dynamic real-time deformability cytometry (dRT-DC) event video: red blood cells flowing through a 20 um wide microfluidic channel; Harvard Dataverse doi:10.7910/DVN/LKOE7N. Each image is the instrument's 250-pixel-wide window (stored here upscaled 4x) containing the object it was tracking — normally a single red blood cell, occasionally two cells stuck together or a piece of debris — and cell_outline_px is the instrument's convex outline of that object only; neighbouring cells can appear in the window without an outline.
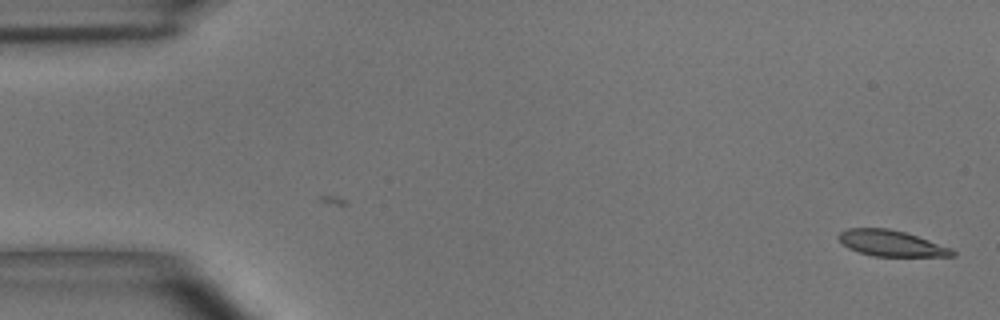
{"species": "common noctule bat (a hibernating species)", "species_latin": "Nyctalus noctula", "temperature_condition": "room temperature", "stored_images_in_passage": 21, "camera_frame_rate_fps": 3000, "um_per_image_px": 0.085, "animal": {"sex": "male", "body_mass_g": 15.6}, "frame": {"image": 1, "passage_image": 1, "time_ms": 0.0, "image_size_px": [1000, 320], "cell_outline_px": [[956, 256], [872, 256], [848, 248], [836, 236], [840, 232], [848, 228], [888, 228], [904, 232], [952, 248], [956, 252]], "centroid_in_image_um": [75.75, 20.68], "position_along_channel_um": 9.3, "area_um2": 17.05}}
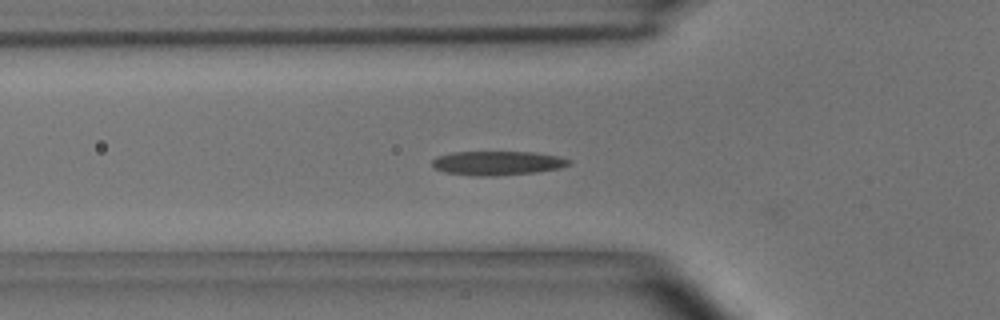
{"frame": {"image": 2, "passage_image": 18, "time_ms": 5.667, "image_size_px": [1000, 320], "cell_outline_px": [[572, 164], [560, 168], [536, 172], [496, 176], [476, 176], [444, 172], [436, 168], [432, 164], [432, 160], [436, 156], [452, 152], [532, 152], [560, 156], [572, 160]], "centroid_in_image_um": [42.31, 13.86], "position_along_channel_um": 83.5, "area_um2": 19.36}}